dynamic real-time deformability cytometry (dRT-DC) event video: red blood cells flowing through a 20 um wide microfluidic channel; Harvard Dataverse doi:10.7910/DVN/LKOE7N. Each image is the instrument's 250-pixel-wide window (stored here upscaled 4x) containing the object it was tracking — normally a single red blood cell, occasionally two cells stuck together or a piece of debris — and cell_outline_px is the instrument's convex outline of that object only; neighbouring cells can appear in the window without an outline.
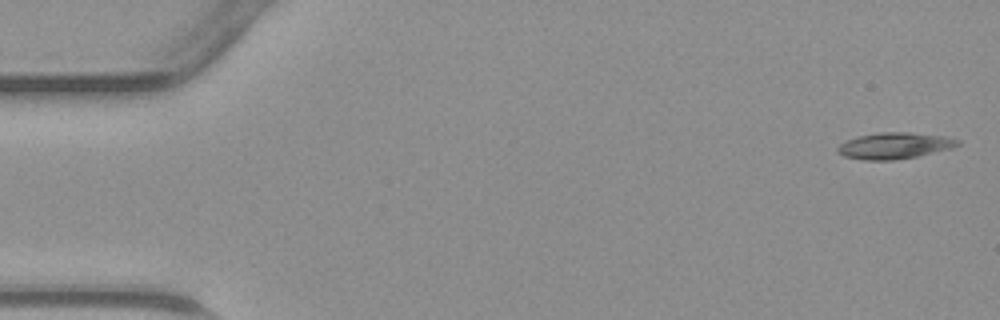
{"species": "common noctule bat (a hibernating species)", "species_latin": "Nyctalus noctula", "temperature_condition": "warm", "stored_images_in_passage": 45, "camera_frame_rate_fps": 3000, "um_per_image_px": 0.085, "animal": {"sex": "male", "body_mass_g": 23.1, "forearm_length_mm": 52.7}, "frame": {"image": 1, "passage_image": 1, "time_ms": 0.0, "image_size_px": [1000, 320], "cell_outline_px": [[960, 144], [952, 148], [916, 156], [892, 160], [864, 160], [844, 156], [836, 152], [836, 148], [840, 144], [848, 140], [860, 136], [880, 132], [908, 132], [948, 136], [960, 140]], "centroid_in_image_um": [76.05, 12.38], "position_along_channel_um": 9.0, "area_um2": 18.32}}
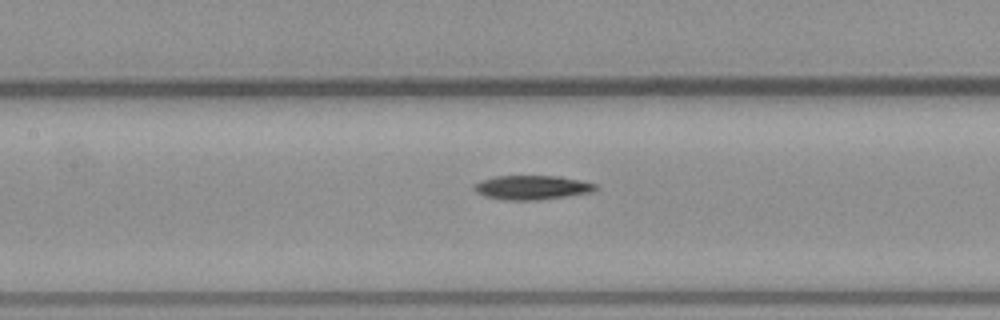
{"frame": {"image": 2, "passage_image": 20, "time_ms": 6.333, "image_size_px": [1000, 320], "cell_outline_px": [[600, 188], [592, 192], [536, 200], [508, 200], [484, 196], [476, 192], [476, 184], [480, 180], [492, 176], [560, 176], [580, 180], [596, 184]], "centroid_in_image_um": [45.24, 15.92], "position_along_channel_um": 162.2, "area_um2": 16.99}}
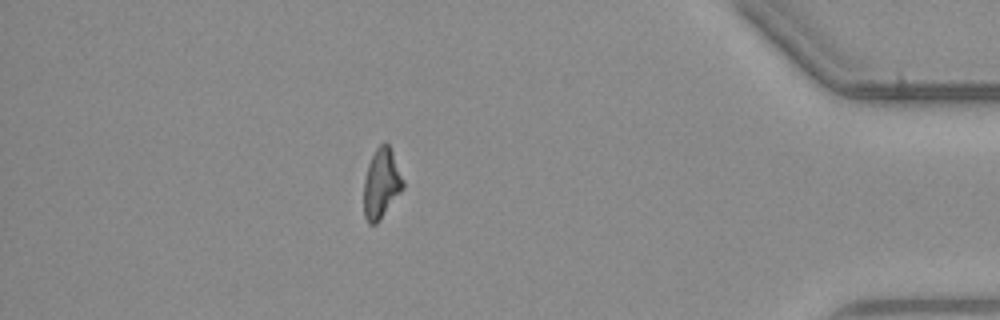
{"frame": {"image": 3, "passage_image": 39, "time_ms": 12.667, "image_size_px": [1000, 320], "cell_outline_px": [[404, 188], [380, 220], [376, 224], [368, 224], [364, 216], [364, 180], [368, 164], [376, 148], [380, 144], [388, 144], [392, 152], [404, 180]], "centroid_in_image_um": [32.41, 15.64], "position_along_channel_um": 402.8, "area_um2": 15.9}}